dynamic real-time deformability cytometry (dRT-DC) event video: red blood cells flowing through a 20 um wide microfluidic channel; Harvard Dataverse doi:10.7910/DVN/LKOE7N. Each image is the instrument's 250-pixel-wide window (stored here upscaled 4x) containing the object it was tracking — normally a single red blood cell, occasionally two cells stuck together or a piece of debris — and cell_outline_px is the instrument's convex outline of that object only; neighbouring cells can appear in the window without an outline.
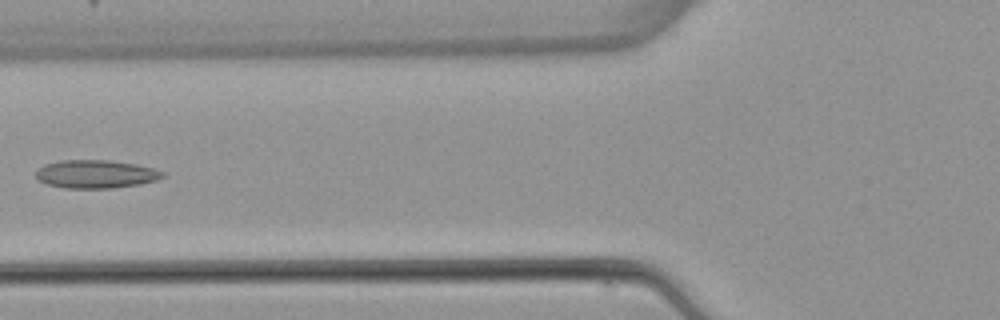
{"species": "common noctule bat (a hibernating species)", "species_latin": "Nyctalus noctula", "temperature_condition": "warm", "stored_images_in_passage": 3, "camera_frame_rate_fps": 3000, "um_per_image_px": 0.085, "animal": {"sex": "female", "body_mass_g": 22.7, "forearm_length_mm": 54.2}, "frame": {"image": 1, "passage_image": 3, "time_ms": 2.333, "image_size_px": [1000, 320], "cell_outline_px": [[164, 176], [156, 180], [140, 184], [112, 188], [64, 188], [48, 184], [36, 180], [36, 172], [44, 164], [60, 160], [108, 160], [136, 164], [152, 168], [164, 172]], "centroid_in_image_um": [8.12, 14.8], "position_along_channel_um": 117.7, "area_um2": 20.81}}